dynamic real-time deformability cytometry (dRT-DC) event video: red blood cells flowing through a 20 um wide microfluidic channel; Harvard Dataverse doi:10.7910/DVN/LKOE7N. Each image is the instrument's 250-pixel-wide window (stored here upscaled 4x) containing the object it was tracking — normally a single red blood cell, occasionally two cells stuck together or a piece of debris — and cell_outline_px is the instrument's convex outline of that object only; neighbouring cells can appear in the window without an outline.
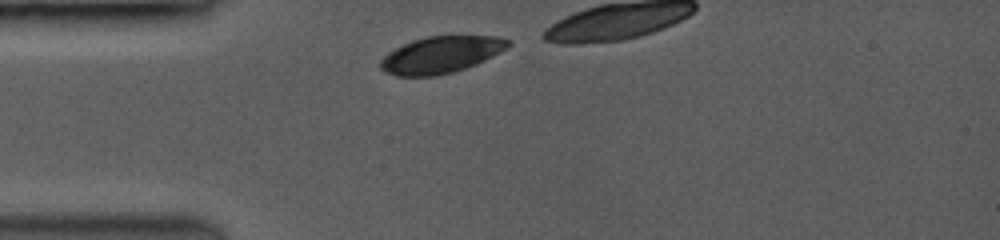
{"species": "common noctule bat (a hibernating species)", "species_latin": "Nyctalus noctula", "temperature_condition": "room temperature", "stored_images_in_passage": 5, "camera_frame_rate_fps": 3500, "um_per_image_px": 0.085, "animal": {"sex": "female", "body_mass_g": 19.0, "forearm_length_mm": 53.3}, "frame": {"image": 1, "passage_image": 1, "time_ms": 0.0, "image_size_px": [1000, 240], "cell_outline_px": [[512, 44], [484, 60], [464, 68], [452, 72], [432, 76], [396, 76], [380, 68], [380, 60], [388, 52], [412, 40], [428, 36], [496, 36], [512, 40]], "centroid_in_image_um": [37.47, 4.64], "position_along_channel_um": 47.5, "area_um2": 26.93}}
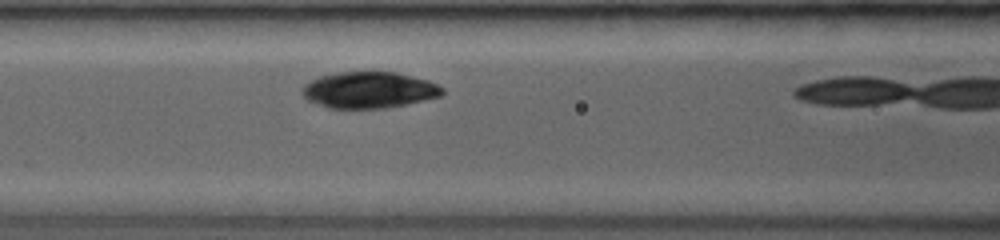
{"frame": {"image": 2, "passage_image": 4, "time_ms": 2.571, "image_size_px": [1000, 240], "cell_outline_px": [[444, 92], [440, 96], [404, 104], [380, 108], [332, 108], [308, 100], [304, 96], [304, 84], [308, 80], [320, 76], [340, 72], [396, 72], [428, 80], [444, 88]], "centroid_in_image_um": [31.37, 7.63], "position_along_channel_um": 135.2, "area_um2": 29.19}}